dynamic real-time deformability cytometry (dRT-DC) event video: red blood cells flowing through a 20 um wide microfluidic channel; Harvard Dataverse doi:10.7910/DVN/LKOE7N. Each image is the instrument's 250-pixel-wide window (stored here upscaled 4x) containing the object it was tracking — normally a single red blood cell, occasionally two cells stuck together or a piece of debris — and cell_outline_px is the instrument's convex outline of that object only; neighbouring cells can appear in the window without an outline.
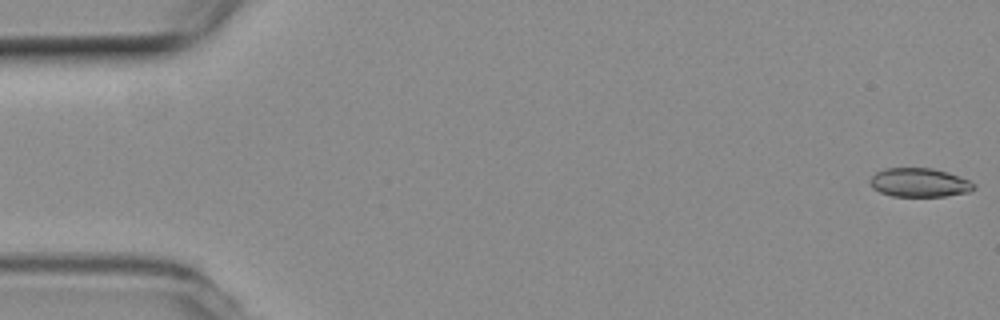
{"species": "common noctule bat (a hibernating species)", "species_latin": "Nyctalus noctula", "temperature_condition": "room temperature", "stored_images_in_passage": 54, "camera_frame_rate_fps": 3000, "um_per_image_px": 0.085, "animal": {"sex": "female", "body_mass_g": 19.3, "forearm_length_mm": 54.1}, "frame": {"image": 1, "passage_image": 1, "time_ms": 0.0, "image_size_px": [1000, 320], "cell_outline_px": [[976, 188], [968, 192], [944, 196], [892, 196], [880, 192], [872, 188], [868, 180], [876, 172], [884, 168], [932, 168], [948, 172], [968, 180], [976, 184]], "centroid_in_image_um": [78.13, 15.51], "position_along_channel_um": 6.9, "area_um2": 17.51}}
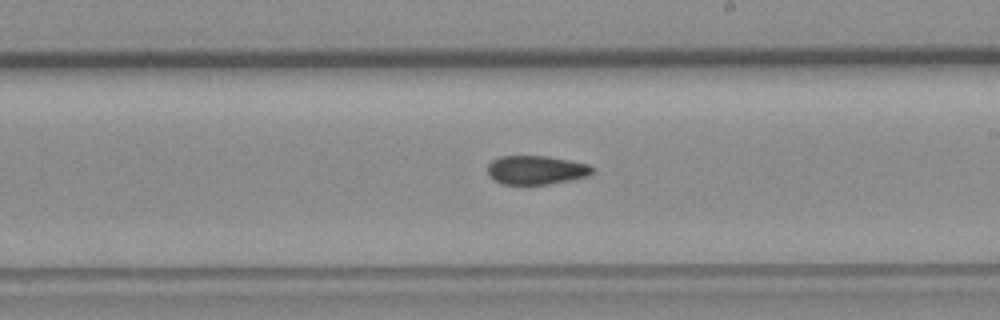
{"frame": {"image": 2, "passage_image": 31, "time_ms": 10.0, "image_size_px": [1000, 320], "cell_outline_px": [[596, 172], [588, 176], [572, 180], [548, 184], [504, 184], [492, 180], [488, 176], [488, 164], [492, 160], [500, 156], [548, 156], [588, 164], [596, 168]], "centroid_in_image_um": [45.6, 14.45], "position_along_channel_um": 243.4, "area_um2": 17.86}}
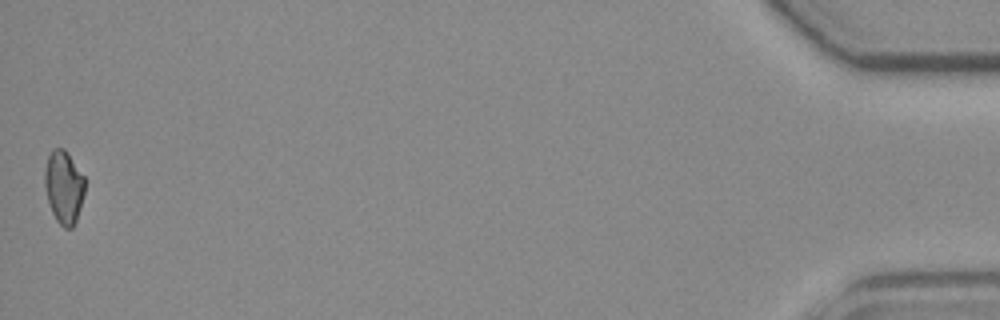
{"frame": {"image": 3, "passage_image": 54, "time_ms": 17.667, "image_size_px": [1000, 320], "cell_outline_px": [[84, 192], [76, 220], [72, 228], [64, 228], [56, 220], [52, 212], [44, 188], [44, 168], [48, 156], [52, 148], [64, 148], [68, 152], [84, 176]], "centroid_in_image_um": [5.4, 15.86], "position_along_channel_um": 429.8, "area_um2": 17.11}, "authors_computed_cell_mechanics": {"area_um2": 18.0914, "velocity_mm_per_s": 3.7901, "shape_relaxation_time_tau1_ms": null, "shape_relaxation_time_tau2_ms": 9.9541, "deformation_change_tau1": null, "deformation_change_tau2": 0.1231}}